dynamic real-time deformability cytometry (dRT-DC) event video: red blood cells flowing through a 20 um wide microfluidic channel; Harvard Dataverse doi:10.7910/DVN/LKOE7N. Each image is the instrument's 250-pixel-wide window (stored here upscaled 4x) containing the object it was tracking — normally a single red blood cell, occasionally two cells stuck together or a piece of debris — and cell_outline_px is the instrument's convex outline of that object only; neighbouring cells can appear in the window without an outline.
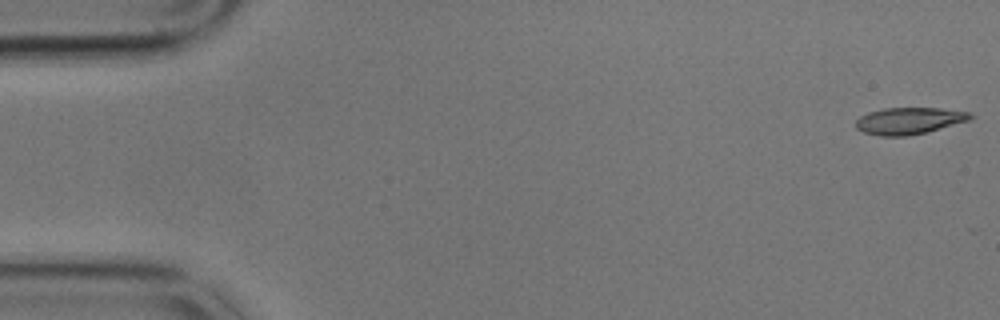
{"species": "common noctule bat (a hibernating species)", "species_latin": "Nyctalus noctula", "temperature_condition": "cold", "stored_images_in_passage": 9, "camera_frame_rate_fps": 3000, "um_per_image_px": 0.085, "animal": {"sex": "male", "body_mass_g": 17.9}, "frame": {"image": 1, "passage_image": 1, "time_ms": 0.0, "image_size_px": [1000, 320], "cell_outline_px": [[976, 116], [968, 120], [924, 132], [908, 136], [880, 136], [864, 132], [856, 128], [856, 120], [860, 116], [868, 112], [884, 108], [940, 108], [972, 112]], "centroid_in_image_um": [77.26, 10.25], "position_along_channel_um": 7.7, "area_um2": 17.74}}